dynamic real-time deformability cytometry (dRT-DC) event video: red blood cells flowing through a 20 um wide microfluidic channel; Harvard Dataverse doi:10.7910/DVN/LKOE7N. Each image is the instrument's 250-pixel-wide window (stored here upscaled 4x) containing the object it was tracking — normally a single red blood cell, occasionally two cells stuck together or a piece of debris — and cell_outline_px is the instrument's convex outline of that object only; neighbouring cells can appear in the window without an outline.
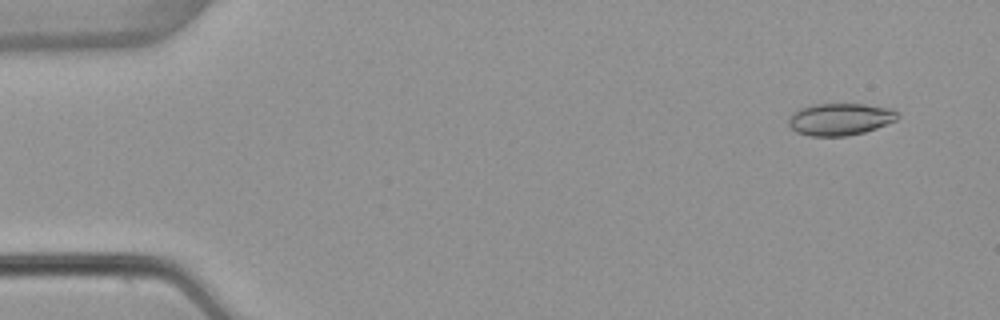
{"species": "common noctule bat (a hibernating species)", "species_latin": "Nyctalus noctula", "temperature_condition": "warm", "stored_images_in_passage": 53, "camera_frame_rate_fps": 3000, "um_per_image_px": 0.085, "animal": {"sex": "female", "body_mass_g": 22.7, "forearm_length_mm": 54.2}, "frame": {"image": 1, "passage_image": 4, "time_ms": 1.0, "image_size_px": [1000, 320], "cell_outline_px": [[900, 116], [896, 120], [876, 128], [864, 132], [848, 136], [808, 136], [796, 132], [788, 124], [788, 120], [792, 112], [800, 108], [816, 104], [864, 104], [892, 108]], "centroid_in_image_um": [71.39, 10.13], "position_along_channel_um": 13.6, "area_um2": 20.46}}
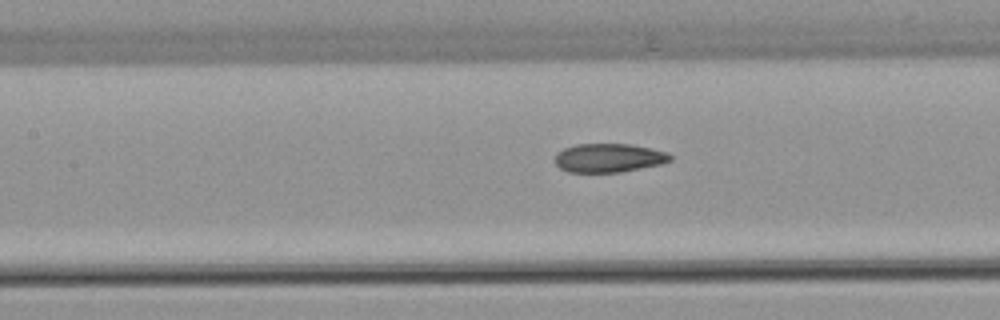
{"frame": {"image": 2, "passage_image": 24, "time_ms": 7.667, "image_size_px": [1000, 320], "cell_outline_px": [[672, 160], [660, 164], [620, 172], [568, 172], [560, 168], [556, 164], [556, 152], [564, 148], [576, 144], [632, 144], [652, 148], [668, 152], [672, 156]], "centroid_in_image_um": [51.76, 13.41], "position_along_channel_um": 155.6, "area_um2": 19.36}}
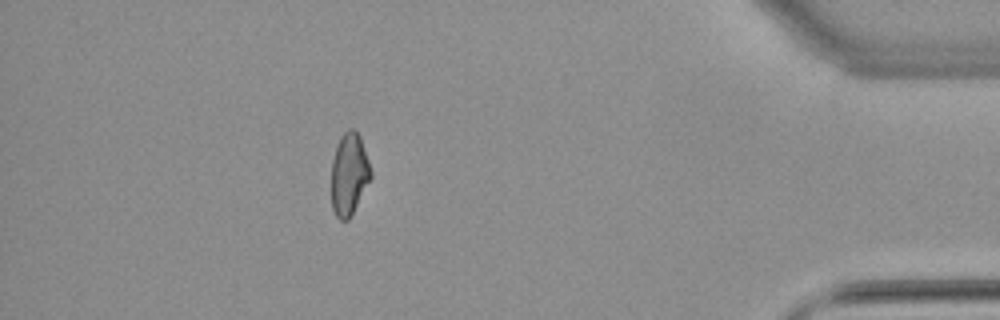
{"frame": {"image": 3, "passage_image": 47, "time_ms": 15.333, "image_size_px": [1000, 320], "cell_outline_px": [[372, 176], [348, 220], [340, 220], [336, 216], [332, 208], [332, 160], [336, 144], [340, 136], [348, 128], [352, 128], [360, 136], [372, 172]], "centroid_in_image_um": [29.66, 14.77], "position_along_channel_um": 405.5, "area_um2": 18.73}, "authors_computed_cell_mechanics": {"area_um2": 19.8832, "velocity_mm_per_s": 3.901, "shape_relaxation_time_tau1_ms": null, "shape_relaxation_time_tau2_ms": 3.3217, "deformation_change_tau1": null, "deformation_change_tau2": 0.0828}}